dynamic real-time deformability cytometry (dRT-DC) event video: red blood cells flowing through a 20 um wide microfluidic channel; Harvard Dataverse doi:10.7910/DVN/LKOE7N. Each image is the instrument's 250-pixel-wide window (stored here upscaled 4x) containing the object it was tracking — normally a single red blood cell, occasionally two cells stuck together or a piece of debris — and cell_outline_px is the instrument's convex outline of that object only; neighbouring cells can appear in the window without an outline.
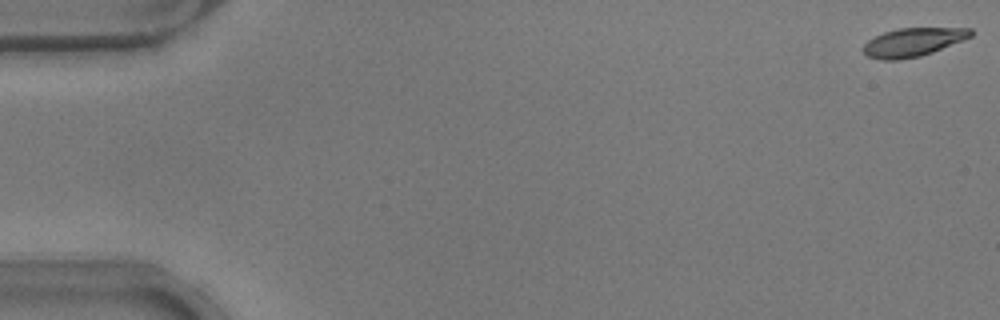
{"species": "common noctule bat (a hibernating species)", "species_latin": "Nyctalus noctula", "temperature_condition": "warm", "stored_images_in_passage": 54, "camera_frame_rate_fps": 3000, "um_per_image_px": 0.085, "animal": {"sex": "male", "body_mass_g": 17.9}, "frame": {"image": 1, "passage_image": 1, "time_ms": 0.0, "image_size_px": [1000, 320], "cell_outline_px": [[972, 36], [932, 52], [920, 56], [900, 60], [880, 60], [868, 56], [860, 48], [868, 40], [884, 32], [896, 28], [972, 28]], "centroid_in_image_um": [77.56, 3.59], "position_along_channel_um": 7.4, "area_um2": 17.8}}
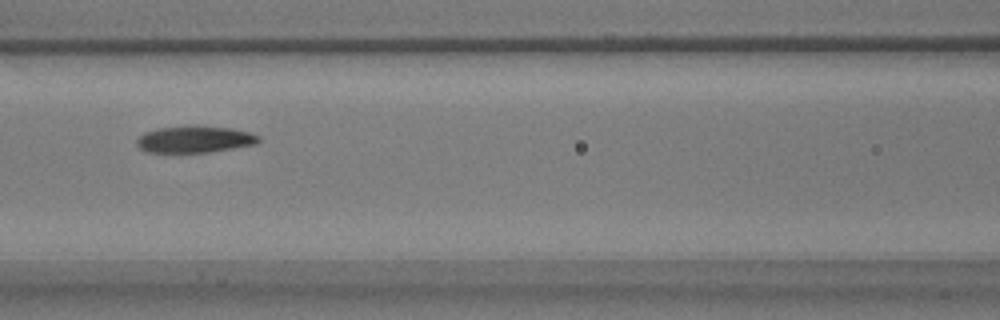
{"frame": {"image": 2, "passage_image": 24, "time_ms": 7.667, "image_size_px": [1000, 320], "cell_outline_px": [[260, 140], [256, 144], [208, 152], [148, 152], [140, 148], [136, 144], [136, 140], [144, 132], [156, 128], [188, 124], [196, 124], [232, 128], [248, 132], [260, 136]], "centroid_in_image_um": [16.53, 11.81], "position_along_channel_um": 150.1, "area_um2": 19.36}}
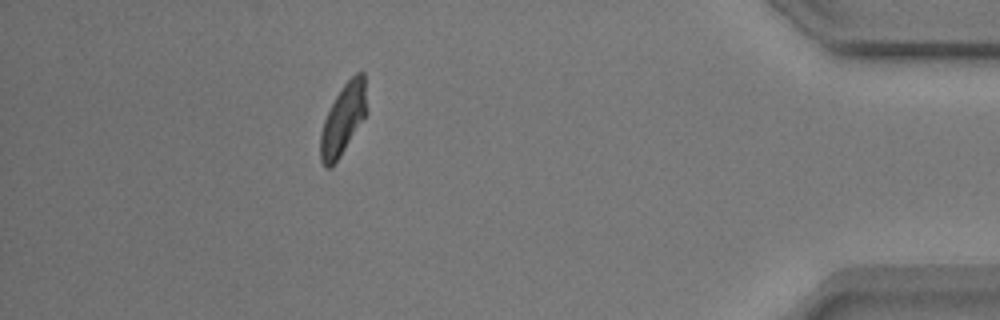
{"frame": {"image": 3, "passage_image": 48, "time_ms": 15.667, "image_size_px": [1000, 320], "cell_outline_px": [[368, 112], [340, 156], [332, 168], [324, 168], [320, 160], [320, 136], [324, 120], [336, 96], [344, 84], [356, 72], [364, 72]], "centroid_in_image_um": [29.18, 10.15], "position_along_channel_um": 406.0, "area_um2": 19.07}, "authors_computed_cell_mechanics": {"area_um2": 19.2474, "velocity_mm_per_s": 3.7985, "shape_relaxation_time_tau1_ms": 2.7899, "shape_relaxation_time_tau2_ms": 3.1262, "deformation_change_tau1": 0.1535, "deformation_change_tau2": 0.0944}}